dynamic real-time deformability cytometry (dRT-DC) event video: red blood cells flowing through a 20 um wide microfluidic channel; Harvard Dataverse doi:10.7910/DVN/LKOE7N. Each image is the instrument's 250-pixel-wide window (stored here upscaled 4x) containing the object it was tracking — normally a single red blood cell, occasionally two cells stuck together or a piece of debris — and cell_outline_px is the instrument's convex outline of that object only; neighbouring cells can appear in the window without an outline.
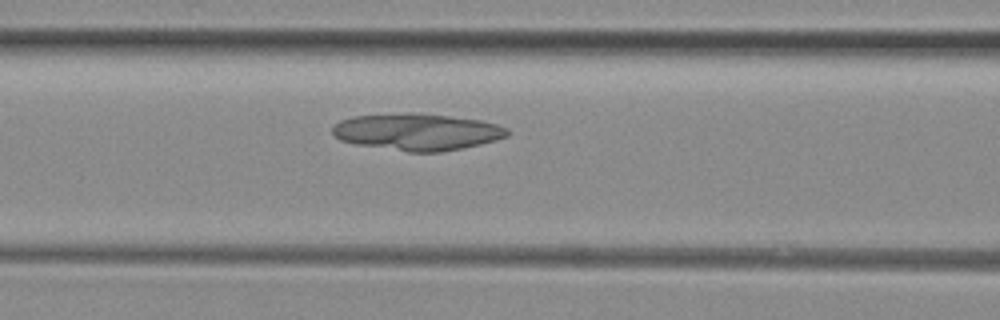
{"species": "common noctule bat (a hibernating species)", "species_latin": "Nyctalus noctula", "temperature_condition": "room temperature", "stored_images_in_passage": 34, "camera_frame_rate_fps": 3000, "um_per_image_px": 0.085, "animal": {"sex": "female", "body_mass_g": 29.2, "forearm_length_mm": 56.3}, "frame": {"image": 1, "passage_image": 11, "time_ms": 3.333, "image_size_px": [1000, 320], "cell_outline_px": [[512, 132], [508, 136], [496, 140], [480, 144], [440, 152], [408, 152], [356, 144], [340, 140], [332, 132], [332, 124], [340, 120], [352, 116], [408, 112], [448, 116], [480, 120], [496, 124], [508, 128]], "centroid_in_image_um": [35.44, 11.2], "position_along_channel_um": 131.2, "area_um2": 37.63}}
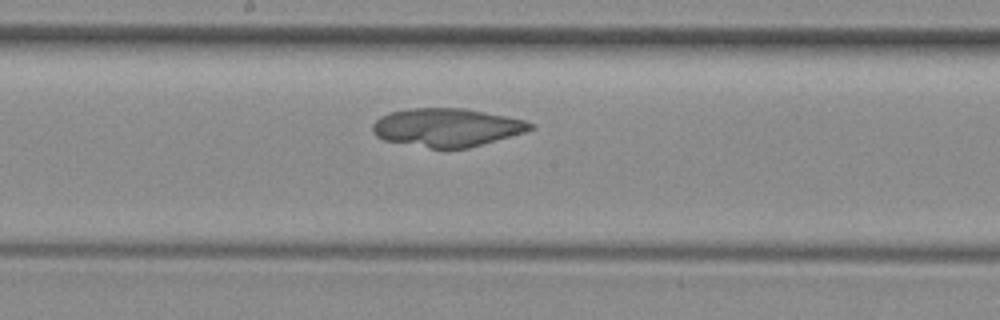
{"frame": {"image": 2, "passage_image": 17, "time_ms": 5.333, "image_size_px": [1000, 320], "cell_outline_px": [[532, 128], [524, 132], [468, 148], [428, 148], [384, 140], [376, 136], [372, 132], [372, 124], [380, 116], [388, 112], [408, 108], [464, 108], [524, 120], [532, 124]], "centroid_in_image_um": [37.9, 10.83], "position_along_channel_um": 210.3, "area_um2": 34.97}}
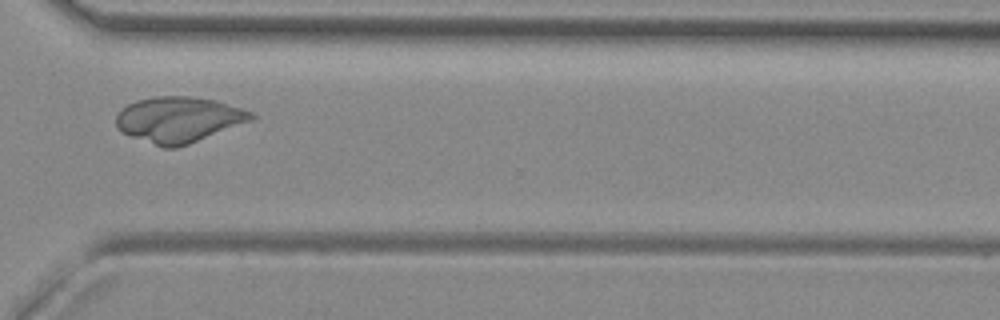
{"frame": {"image": 3, "passage_image": 28, "time_ms": 9.0, "image_size_px": [1000, 320], "cell_outline_px": [[256, 116], [252, 120], [188, 144], [176, 148], [164, 148], [120, 132], [116, 128], [116, 116], [128, 104], [136, 100], [156, 96], [188, 96], [216, 100], [252, 112]], "centroid_in_image_um": [15.16, 10.16], "position_along_channel_um": 355.4, "area_um2": 35.72}}